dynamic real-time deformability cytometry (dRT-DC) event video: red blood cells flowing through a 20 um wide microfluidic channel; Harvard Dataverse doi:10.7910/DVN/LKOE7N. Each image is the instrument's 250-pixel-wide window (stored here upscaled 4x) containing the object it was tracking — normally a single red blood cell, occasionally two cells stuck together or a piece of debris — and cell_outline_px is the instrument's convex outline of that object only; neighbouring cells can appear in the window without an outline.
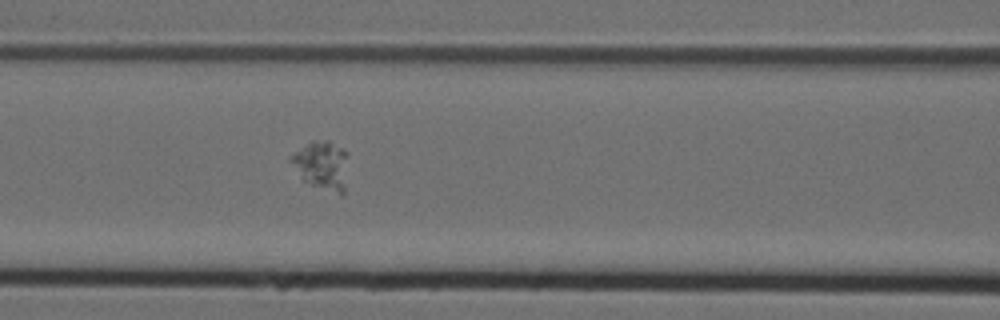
{"species": "Egyptian fruit bat (a non-hibernating species)", "species_latin": "Rousettus aegyptiacus", "temperature_condition": "cold", "stored_images_in_passage": 10, "segment_of_instrument_passage": [1, 2], "camera_frame_rate_fps": 3000, "um_per_image_px": 0.085, "animal": {"sex": "female"}, "frame": {"image": 1, "passage_image": 7, "time_ms": 2.0, "image_size_px": [1000, 320], "cell_outline_px": [[348, 152], [344, 196], [300, 180], [288, 160], [288, 156], [312, 140], [328, 140], [344, 148]], "centroid_in_image_um": [27.33, 14.03], "position_along_channel_um": 139.3, "area_um2": 16.7}}
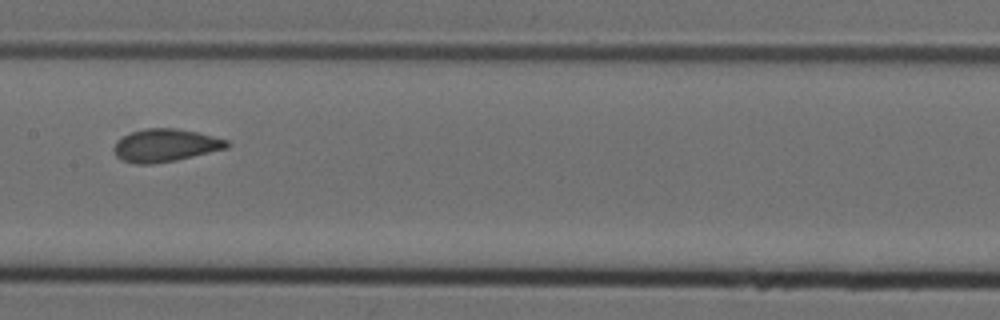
{"frame": {"image": 2, "passage_image": 9, "time_ms": 2.667, "image_size_px": [1000, 320], "cell_outline_px": [[232, 144], [228, 148], [176, 160], [152, 164], [136, 164], [120, 160], [116, 156], [112, 148], [116, 140], [132, 132], [144, 128], [176, 128], [196, 132], [228, 140]], "centroid_in_image_um": [14.04, 12.36], "position_along_channel_um": 193.4, "area_um2": 21.73}}